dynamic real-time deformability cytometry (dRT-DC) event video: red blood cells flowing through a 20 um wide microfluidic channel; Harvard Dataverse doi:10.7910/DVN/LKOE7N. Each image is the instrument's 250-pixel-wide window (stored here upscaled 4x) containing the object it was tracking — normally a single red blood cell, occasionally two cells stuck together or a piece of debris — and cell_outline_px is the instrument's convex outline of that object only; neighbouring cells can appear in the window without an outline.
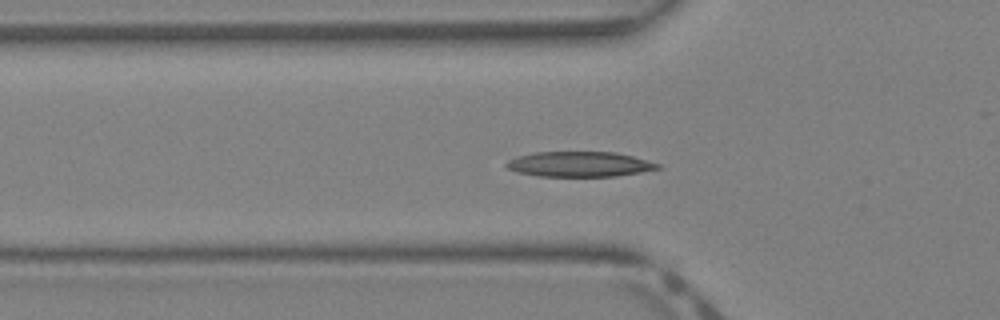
{"species": "Egyptian fruit bat (a non-hibernating species)", "species_latin": "Rousettus aegyptiacus", "temperature_condition": "warm", "stored_images_in_passage": 26, "camera_frame_rate_fps": 3000, "um_per_image_px": 0.085, "animal": {"sex": "female"}, "frame": {"image": 1, "passage_image": 8, "time_ms": 2.333, "image_size_px": [1000, 320], "cell_outline_px": [[664, 168], [616, 176], [540, 176], [516, 172], [508, 168], [504, 164], [508, 160], [516, 156], [536, 152], [616, 152], [632, 156], [660, 164]], "centroid_in_image_um": [49.26, 13.95], "position_along_channel_um": 76.5, "area_um2": 22.2}}
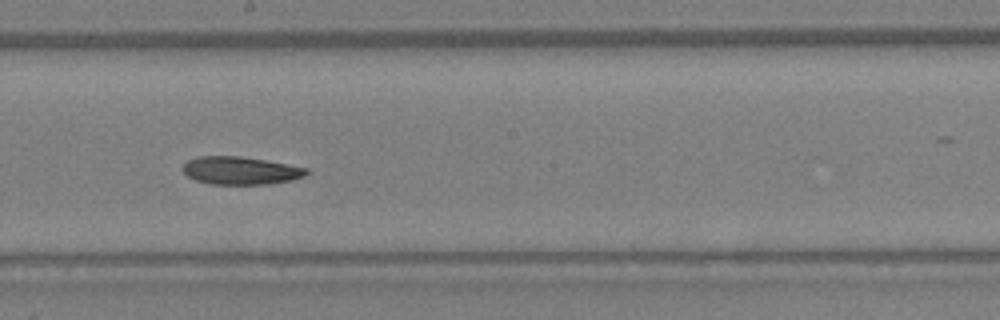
{"frame": {"image": 2, "passage_image": 17, "time_ms": 5.333, "image_size_px": [1000, 320], "cell_outline_px": [[308, 172], [304, 176], [292, 180], [268, 184], [212, 184], [196, 180], [188, 176], [184, 172], [184, 164], [188, 160], [196, 156], [240, 156], [264, 160], [308, 168]], "centroid_in_image_um": [20.44, 14.49], "position_along_channel_um": 227.8, "area_um2": 19.88}}
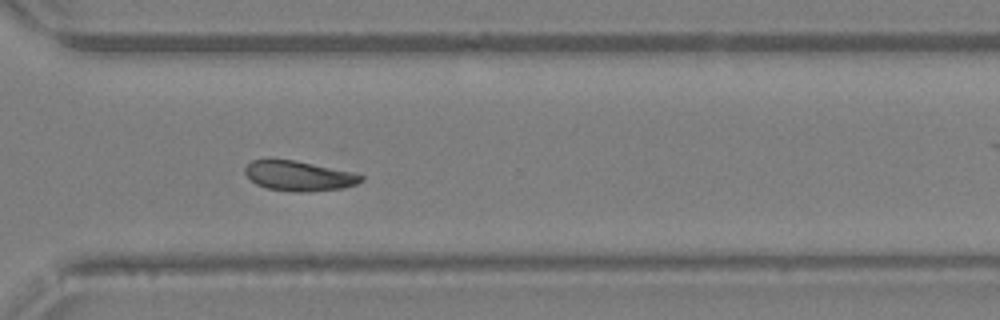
{"frame": {"image": 3, "passage_image": 24, "time_ms": 7.667, "image_size_px": [1000, 320], "cell_outline_px": [[364, 180], [356, 184], [344, 188], [308, 192], [296, 192], [268, 188], [256, 184], [244, 172], [244, 168], [252, 160], [296, 160], [352, 172], [364, 176]], "centroid_in_image_um": [25.44, 14.96], "position_along_channel_um": 345.2, "area_um2": 20.11}}